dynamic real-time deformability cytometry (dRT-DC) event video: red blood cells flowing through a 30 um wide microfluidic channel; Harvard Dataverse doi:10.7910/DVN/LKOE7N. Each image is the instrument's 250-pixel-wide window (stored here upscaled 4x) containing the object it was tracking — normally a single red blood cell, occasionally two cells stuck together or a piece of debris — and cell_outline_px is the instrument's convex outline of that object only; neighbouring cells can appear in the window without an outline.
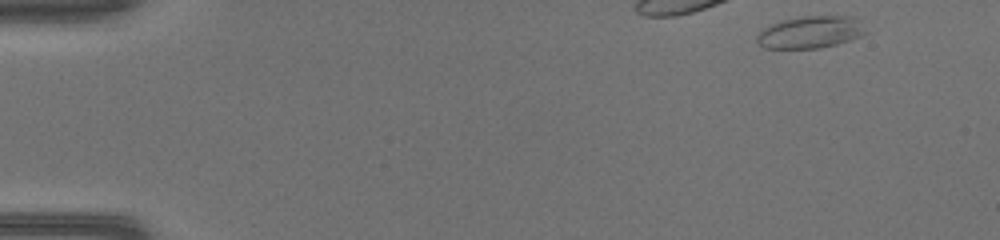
{"species": "common noctule bat (a hibernating species)", "species_latin": "Nyctalus noctula", "temperature_condition": "warm", "stored_images_in_passage": 16, "camera_frame_rate_fps": 3000, "um_per_image_px": 0.085, "animal": {"sex": "female", "body_mass_g": 17.0, "forearm_length_mm": 48.0}, "frame": {"image": 1, "passage_image": 1, "time_ms": 0.0, "image_size_px": [1000, 240], "cell_outline_px": [[868, 32], [860, 36], [836, 44], [816, 48], [764, 48], [756, 40], [756, 36], [760, 28], [768, 24], [780, 20], [800, 16], [856, 16]], "centroid_in_image_um": [68.84, 2.71], "position_along_channel_um": 16.2, "area_um2": 20.63}}
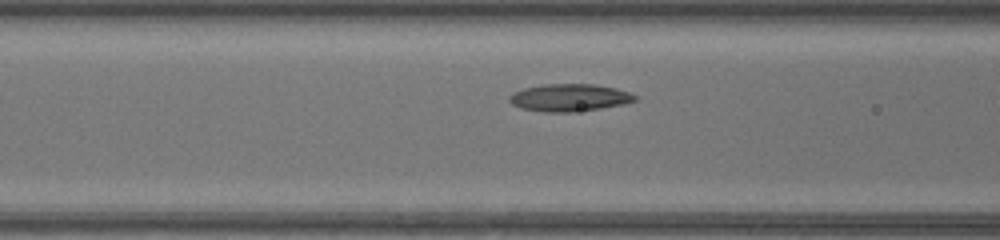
{"frame": {"image": 2, "passage_image": 14, "time_ms": 4.333, "image_size_px": [1000, 240], "cell_outline_px": [[636, 100], [624, 104], [600, 108], [572, 112], [544, 112], [520, 108], [512, 104], [508, 100], [508, 96], [512, 92], [524, 88], [544, 84], [596, 84], [616, 88], [628, 92], [636, 96]], "centroid_in_image_um": [48.36, 8.29], "position_along_channel_um": 118.2, "area_um2": 20.11}}